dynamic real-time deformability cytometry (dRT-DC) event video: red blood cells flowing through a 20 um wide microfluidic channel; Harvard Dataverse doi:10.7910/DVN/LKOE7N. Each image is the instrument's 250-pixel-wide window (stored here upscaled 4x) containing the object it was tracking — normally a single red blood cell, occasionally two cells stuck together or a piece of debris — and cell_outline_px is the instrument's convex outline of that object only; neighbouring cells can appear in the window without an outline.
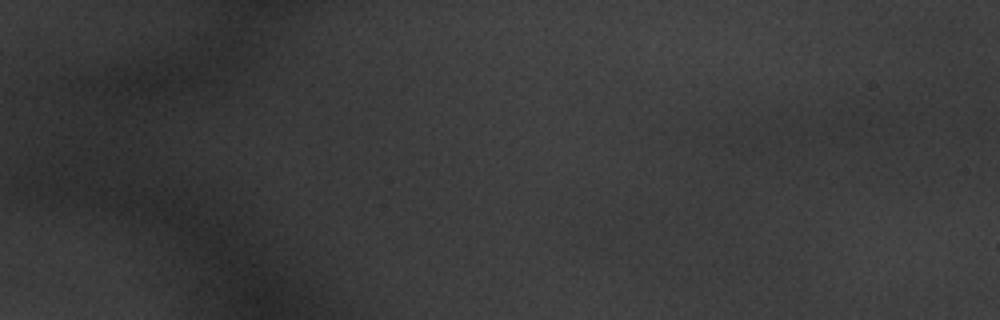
{"species": "common noctule bat (a hibernating species)", "species_latin": "Nyctalus noctula", "temperature_condition": "warm", "stored_images_in_passage": 3, "camera_frame_rate_fps": 3000, "um_per_image_px": 0.085, "animal": {"sex": "male", "body_mass_g": 20.1, "forearm_length_mm": 53.5}, "frame": {"image": 1, "passage_image": 3, "time_ms": 0.667, "image_size_px": [1000, 320], "cell_outline_px": [[932, 120], [884, 140], [844, 144], [808, 140], [800, 132], [800, 128], [804, 116], [872, 100], [888, 100], [924, 108], [932, 116]], "centroid_in_image_um": [73.39, 10.39], "position_along_channel_um": 11.6, "area_um2": 29.25}}